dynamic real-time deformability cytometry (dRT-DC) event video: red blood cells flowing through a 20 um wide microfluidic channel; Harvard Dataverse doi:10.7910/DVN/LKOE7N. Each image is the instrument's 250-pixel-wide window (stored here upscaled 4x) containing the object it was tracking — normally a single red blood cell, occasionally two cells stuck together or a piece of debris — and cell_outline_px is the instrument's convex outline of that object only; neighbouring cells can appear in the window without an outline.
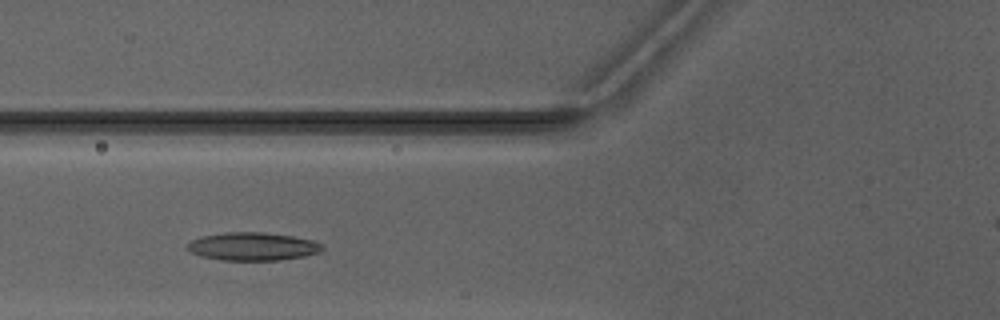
{"species": "Egyptian fruit bat (a non-hibernating species)", "species_latin": "Rousettus aegyptiacus", "temperature_condition": "warm", "stored_images_in_passage": 4, "camera_frame_rate_fps": 3000, "um_per_image_px": 0.085, "animal": {"sex": "male"}, "frame": {"image": 1, "passage_image": 2, "time_ms": 1.0, "image_size_px": [1000, 320], "cell_outline_px": [[324, 248], [320, 252], [304, 256], [280, 260], [220, 260], [200, 256], [184, 248], [192, 240], [204, 236], [224, 232], [264, 232], [292, 236], [312, 240], [320, 244]], "centroid_in_image_um": [21.46, 20.95], "position_along_channel_um": 104.3, "area_um2": 22.02}}
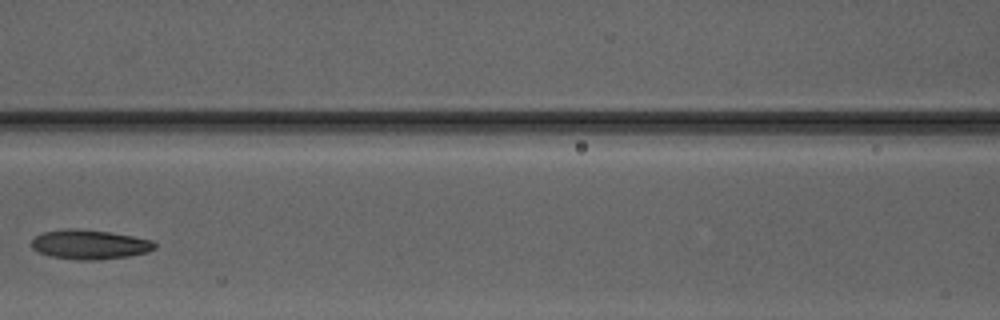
{"frame": {"image": 2, "passage_image": 3, "time_ms": 2.333, "image_size_px": [1000, 320], "cell_outline_px": [[156, 248], [148, 252], [128, 256], [100, 260], [76, 260], [52, 256], [40, 252], [32, 248], [32, 240], [36, 236], [44, 232], [68, 228], [80, 228], [112, 232], [152, 240], [156, 244]], "centroid_in_image_um": [7.65, 20.77], "position_along_channel_um": 158.9, "area_um2": 21.21}}
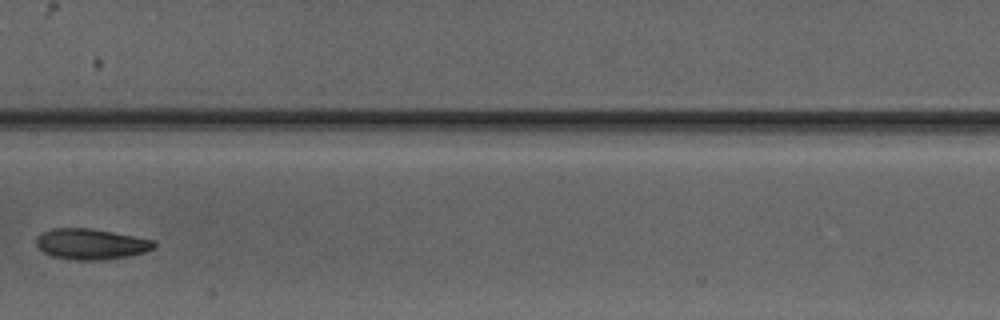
{"frame": {"image": 3, "passage_image": 4, "time_ms": 3.333, "image_size_px": [1000, 320], "cell_outline_px": [[156, 248], [144, 252], [128, 256], [104, 260], [72, 260], [52, 256], [44, 252], [36, 244], [36, 236], [40, 232], [52, 228], [92, 228], [156, 240]], "centroid_in_image_um": [7.74, 20.74], "position_along_channel_um": 199.7, "area_um2": 21.39}}